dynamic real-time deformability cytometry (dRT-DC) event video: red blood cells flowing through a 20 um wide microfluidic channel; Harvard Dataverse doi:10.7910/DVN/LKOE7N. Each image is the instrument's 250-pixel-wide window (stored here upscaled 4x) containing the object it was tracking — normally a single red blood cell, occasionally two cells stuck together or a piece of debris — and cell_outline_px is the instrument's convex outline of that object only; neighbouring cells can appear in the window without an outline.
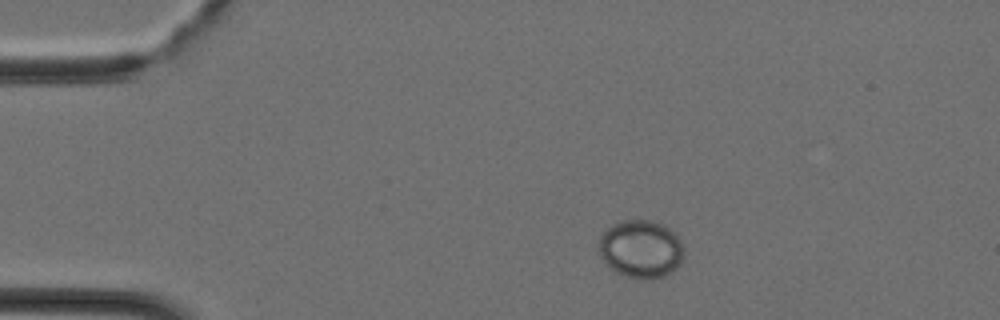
{"species": "Egyptian fruit bat (a non-hibernating species)", "species_latin": "Rousettus aegyptiacus", "temperature_condition": "cold", "stored_images_in_passage": 36, "camera_frame_rate_fps": 3000, "um_per_image_px": 0.085, "animal": {"sex": "female"}, "frame": {"image": 1, "passage_image": 4, "time_ms": 1.0, "image_size_px": [1000, 320], "cell_outline_px": [[684, 260], [676, 268], [664, 276], [652, 280], [640, 280], [616, 272], [600, 256], [600, 236], [612, 224], [624, 220], [648, 220], [660, 224], [668, 228], [684, 244]], "centroid_in_image_um": [54.51, 21.19], "position_along_channel_um": 30.5, "area_um2": 28.67}}
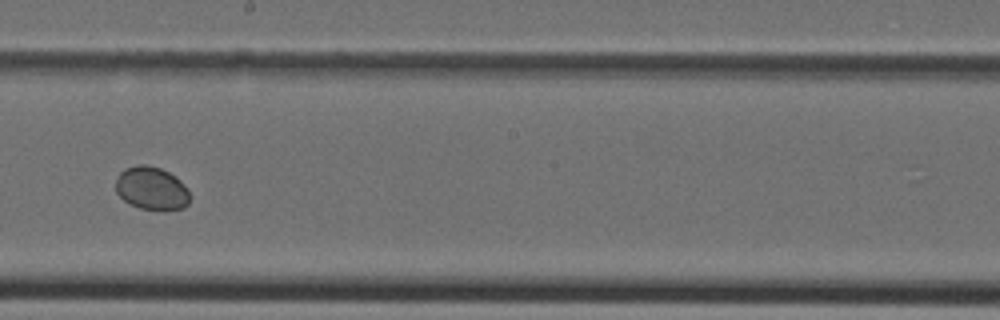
{"frame": {"image": 2, "passage_image": 19, "time_ms": 6.0, "image_size_px": [1000, 320], "cell_outline_px": [[188, 204], [184, 208], [140, 208], [124, 200], [116, 192], [116, 176], [124, 168], [136, 164], [144, 164], [160, 168], [168, 172], [180, 180], [184, 184], [188, 192]], "centroid_in_image_um": [12.84, 15.96], "position_along_channel_um": 235.4, "area_um2": 18.21}}
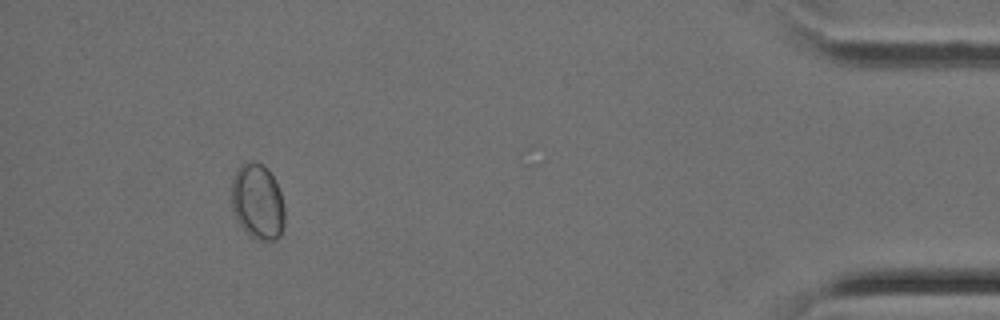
{"frame": {"image": 3, "passage_image": 33, "time_ms": 10.667, "image_size_px": [1000, 320], "cell_outline_px": [[284, 228], [280, 236], [276, 240], [256, 240], [236, 220], [232, 212], [232, 180], [236, 168], [240, 164], [248, 160], [252, 160], [268, 168], [280, 192], [284, 208]], "centroid_in_image_um": [21.88, 17.13], "position_along_channel_um": 413.3, "area_um2": 23.58}}